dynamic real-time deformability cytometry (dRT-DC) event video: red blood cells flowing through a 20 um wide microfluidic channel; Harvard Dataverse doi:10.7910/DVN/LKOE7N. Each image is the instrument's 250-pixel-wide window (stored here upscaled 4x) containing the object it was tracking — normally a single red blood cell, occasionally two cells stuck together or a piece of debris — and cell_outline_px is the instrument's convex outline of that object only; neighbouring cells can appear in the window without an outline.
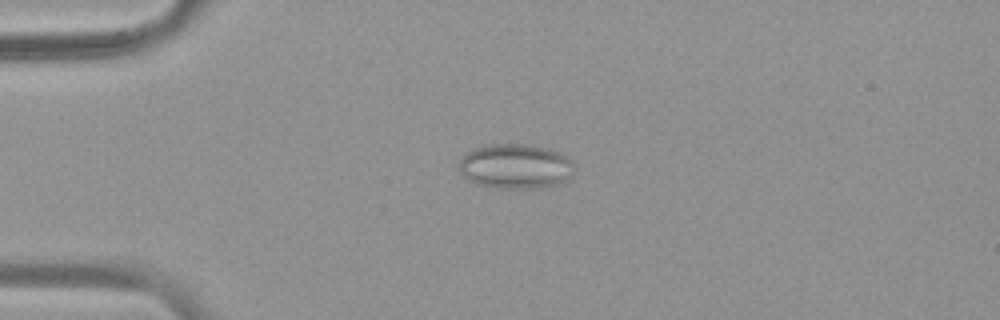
{"species": "common noctule bat (a hibernating species)", "species_latin": "Nyctalus noctula", "temperature_condition": "warm", "stored_images_in_passage": 5, "camera_frame_rate_fps": 3000, "um_per_image_px": 0.085, "animal": {"sex": "female", "body_mass_g": 19.9}, "frame": {"image": 1, "passage_image": 3, "time_ms": 0.667, "image_size_px": [1000, 320], "cell_outline_px": [[572, 172], [568, 180], [556, 184], [532, 188], [496, 188], [476, 184], [468, 180], [460, 172], [460, 160], [464, 152], [472, 148], [488, 144], [528, 144], [548, 148], [560, 152], [568, 156], [572, 160]], "centroid_in_image_um": [43.79, 14.12], "position_along_channel_um": 41.2, "area_um2": 30.35}}